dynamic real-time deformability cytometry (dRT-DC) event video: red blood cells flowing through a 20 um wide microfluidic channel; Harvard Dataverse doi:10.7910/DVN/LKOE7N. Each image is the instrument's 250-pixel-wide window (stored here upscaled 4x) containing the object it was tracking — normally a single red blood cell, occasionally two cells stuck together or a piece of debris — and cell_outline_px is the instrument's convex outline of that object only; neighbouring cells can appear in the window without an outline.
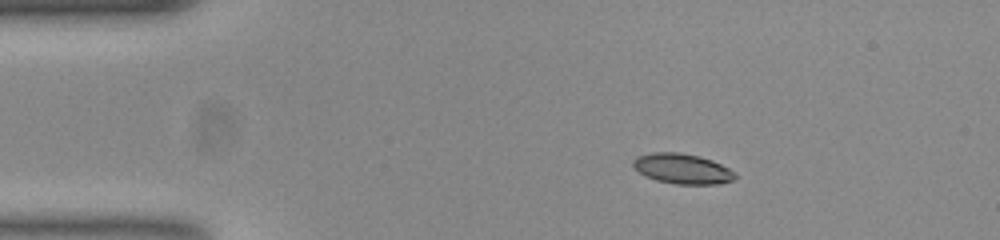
{"species": "common noctule bat (a hibernating species)", "species_latin": "Nyctalus noctula", "temperature_condition": "room temperature", "stored_images_in_passage": 46, "camera_frame_rate_fps": 3000, "um_per_image_px": 0.085, "animal": {"sex": "female", "body_mass_g": 23.0, "forearm_length_mm": 53.4}, "frame": {"image": 1, "passage_image": 1, "time_ms": 0.0, "image_size_px": [1000, 240], "cell_outline_px": [[736, 176], [732, 180], [720, 184], [676, 184], [656, 180], [644, 176], [632, 164], [632, 160], [636, 156], [652, 152], [680, 152], [700, 156], [712, 160], [728, 168]], "centroid_in_image_um": [57.96, 14.33], "position_along_channel_um": 27.0, "area_um2": 17.92}}
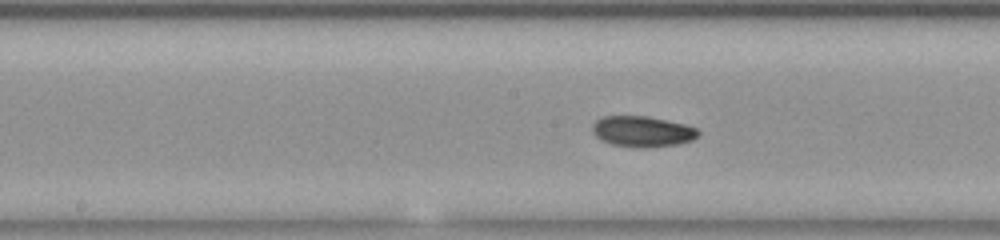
{"frame": {"image": 2, "passage_image": 19, "time_ms": 6.0, "image_size_px": [1000, 240], "cell_outline_px": [[700, 132], [692, 140], [676, 144], [612, 144], [600, 140], [592, 132], [592, 124], [596, 120], [604, 116], [648, 116], [684, 124], [696, 128]], "centroid_in_image_um": [54.56, 11.11], "position_along_channel_um": 193.6, "area_um2": 17.92}}
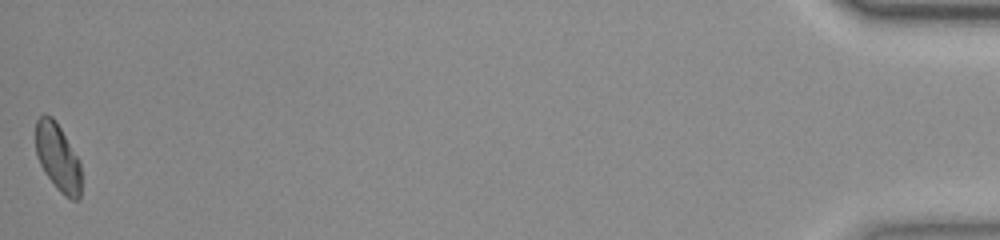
{"frame": {"image": 3, "passage_image": 46, "time_ms": 15.0, "image_size_px": [1000, 240], "cell_outline_px": [[80, 196], [76, 200], [72, 200], [64, 196], [56, 188], [44, 172], [36, 156], [36, 120], [44, 112], [52, 116], [60, 128], [80, 160]], "centroid_in_image_um": [4.9, 13.37], "position_along_channel_um": 430.3, "area_um2": 17.98}, "authors_computed_cell_mechanics": {"area_um2": 18.4382, "velocity_mm_per_s": 3.7656, "shape_relaxation_time_tau1_ms": 11.039, "shape_relaxation_time_tau2_ms": 4.1666, "deformation_change_tau1": 0.1828, "deformation_change_tau2": 0.0726}}